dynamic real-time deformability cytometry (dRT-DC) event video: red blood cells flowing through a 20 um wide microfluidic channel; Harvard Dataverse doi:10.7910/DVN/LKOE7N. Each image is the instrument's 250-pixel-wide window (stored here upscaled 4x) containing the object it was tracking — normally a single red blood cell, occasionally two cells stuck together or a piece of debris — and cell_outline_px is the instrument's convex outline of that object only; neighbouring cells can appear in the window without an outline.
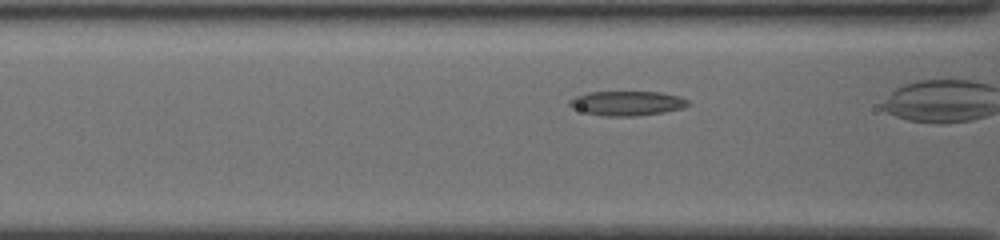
{"species": "common noctule bat (a hibernating species)", "species_latin": "Nyctalus noctula", "temperature_condition": "cold", "stored_images_in_passage": 26, "camera_frame_rate_fps": 3000, "um_per_image_px": 0.085, "animal": {"sex": "female", "body_mass_g": 19.5, "forearm_length_mm": 54.1}, "frame": {"image": 1, "passage_image": 5, "time_ms": 1.333, "image_size_px": [1000, 240], "cell_outline_px": [[688, 104], [680, 108], [664, 112], [636, 116], [604, 116], [584, 112], [572, 108], [568, 104], [568, 100], [576, 96], [588, 92], [660, 92], [680, 96], [688, 100]], "centroid_in_image_um": [53.25, 8.77], "position_along_channel_um": 113.3, "area_um2": 16.88}}